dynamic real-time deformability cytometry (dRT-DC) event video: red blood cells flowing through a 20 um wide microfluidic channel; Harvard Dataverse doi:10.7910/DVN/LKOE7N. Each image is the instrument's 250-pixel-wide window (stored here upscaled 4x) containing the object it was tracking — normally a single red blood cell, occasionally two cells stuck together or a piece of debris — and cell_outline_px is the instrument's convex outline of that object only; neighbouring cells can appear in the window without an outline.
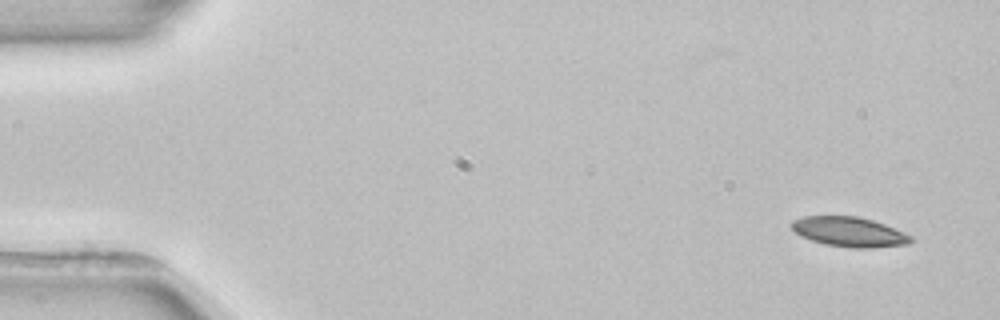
{"species": "common noctule bat (a hibernating species)", "species_latin": "Nyctalus noctula", "temperature_condition": "room temperature", "stored_images_in_passage": 3, "camera_frame_rate_fps": 3000, "um_per_image_px": 0.085, "animal": {"sex": "female", "body_mass_g": 22.7, "forearm_length_mm": 54.2}, "frame": {"image": 1, "passage_image": 1, "time_ms": 0.0, "image_size_px": [1000, 320], "cell_outline_px": [[912, 240], [908, 244], [868, 248], [852, 248], [824, 244], [800, 236], [788, 224], [792, 220], [804, 216], [856, 216], [872, 220], [884, 224], [904, 232], [912, 236]], "centroid_in_image_um": [72.15, 19.7], "position_along_channel_um": 12.8, "area_um2": 20.69}}
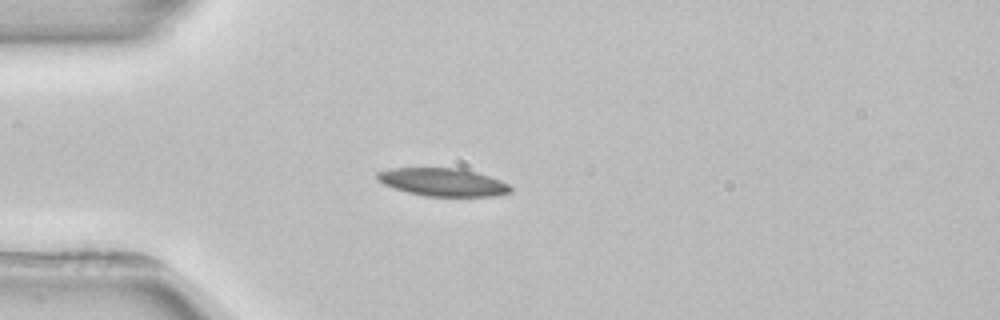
{"frame": {"image": 2, "passage_image": 3, "time_ms": 3.667, "image_size_px": [1000, 320], "cell_outline_px": [[512, 192], [492, 196], [424, 196], [408, 192], [384, 184], [376, 176], [376, 172], [392, 168], [460, 168], [476, 172], [500, 180], [508, 184], [512, 188]], "centroid_in_image_um": [37.66, 15.48], "position_along_channel_um": 47.3, "area_um2": 21.5}}